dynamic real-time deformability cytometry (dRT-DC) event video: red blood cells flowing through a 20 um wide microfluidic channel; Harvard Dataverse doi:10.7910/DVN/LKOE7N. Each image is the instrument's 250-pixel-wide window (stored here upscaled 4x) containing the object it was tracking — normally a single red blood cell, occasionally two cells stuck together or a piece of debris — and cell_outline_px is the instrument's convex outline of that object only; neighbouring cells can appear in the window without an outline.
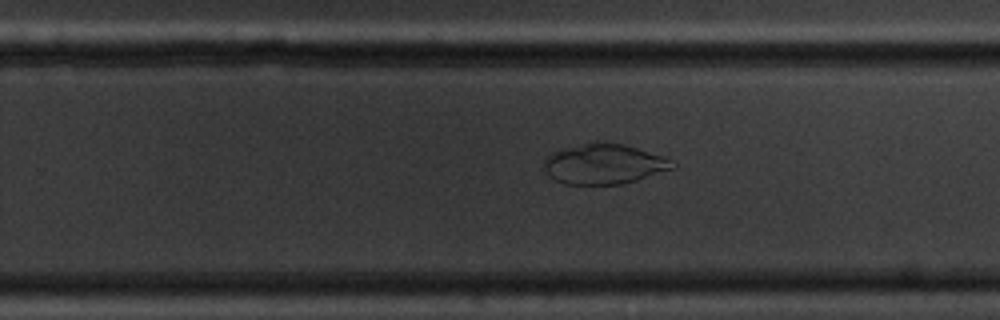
{"species": "common noctule bat (a hibernating species)", "species_latin": "Nyctalus noctula", "temperature_condition": "cold", "stored_images_in_passage": 53, "camera_frame_rate_fps": 3000, "um_per_image_px": 0.085, "animal": {"sex": "male", "body_mass_g": 20.1, "forearm_length_mm": 53.5}, "frame": {"image": 1, "passage_image": 31, "time_ms": 10.0, "image_size_px": [1000, 320], "cell_outline_px": [[676, 168], [624, 184], [564, 184], [548, 176], [544, 168], [544, 160], [552, 152], [588, 140], [604, 140], [624, 144], [664, 156], [672, 160], [676, 164]], "centroid_in_image_um": [51.35, 13.91], "position_along_channel_um": 278.5, "area_um2": 30.81}}